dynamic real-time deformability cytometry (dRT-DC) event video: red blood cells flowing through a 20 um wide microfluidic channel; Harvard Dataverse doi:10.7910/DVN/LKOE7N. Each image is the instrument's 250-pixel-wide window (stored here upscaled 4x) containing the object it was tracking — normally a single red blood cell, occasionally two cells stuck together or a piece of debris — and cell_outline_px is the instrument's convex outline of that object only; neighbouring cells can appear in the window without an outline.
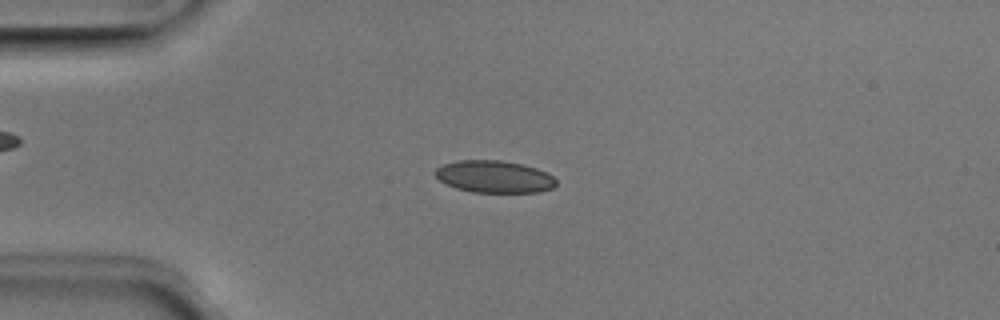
{"species": "Egyptian fruit bat (a non-hibernating species)", "species_latin": "Rousettus aegyptiacus", "temperature_condition": "room temperature", "stored_images_in_passage": 50, "camera_frame_rate_fps": 3000, "um_per_image_px": 0.085, "animal": {"sex": "male"}, "frame": {"image": 1, "passage_image": 12, "time_ms": 3.667, "image_size_px": [1000, 320], "cell_outline_px": [[556, 184], [552, 188], [540, 192], [472, 192], [456, 188], [440, 180], [432, 172], [436, 168], [444, 164], [456, 160], [500, 160], [520, 164], [536, 168], [552, 176], [556, 180]], "centroid_in_image_um": [41.98, 15.01], "position_along_channel_um": 43.0, "area_um2": 22.54}}
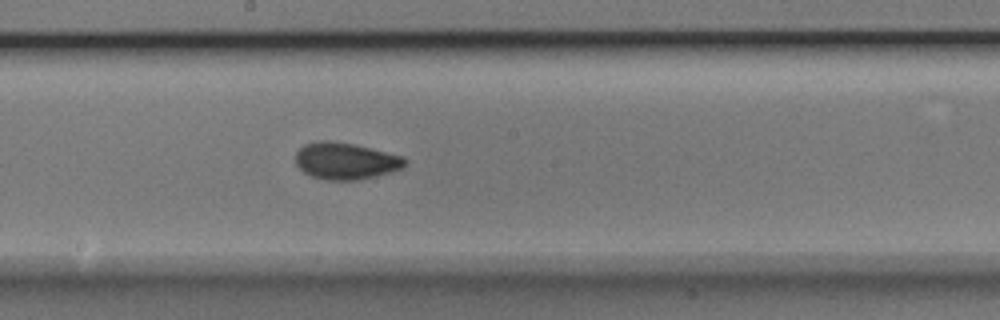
{"frame": {"image": 2, "passage_image": 27, "time_ms": 8.667, "image_size_px": [1000, 320], "cell_outline_px": [[408, 160], [404, 168], [376, 176], [356, 180], [328, 180], [312, 176], [304, 172], [296, 164], [296, 152], [304, 144], [316, 140], [328, 140], [352, 144], [404, 156]], "centroid_in_image_um": [29.39, 13.68], "position_along_channel_um": 218.8, "area_um2": 23.47}}
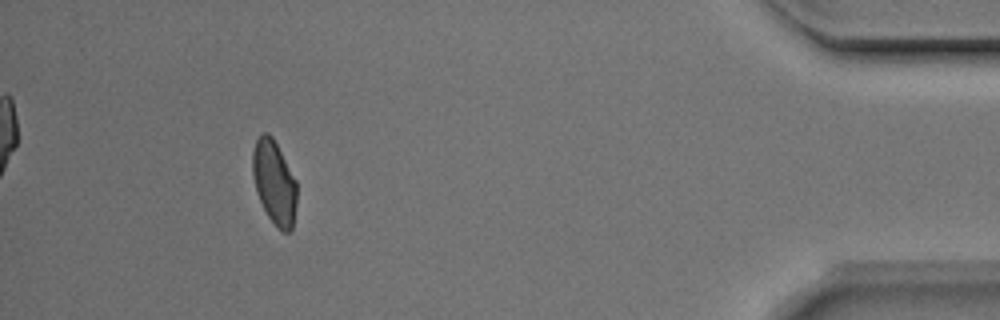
{"frame": {"image": 3, "passage_image": 46, "time_ms": 15.0, "image_size_px": [1000, 320], "cell_outline_px": [[296, 204], [292, 228], [288, 232], [284, 232], [276, 228], [268, 216], [256, 192], [252, 172], [252, 152], [256, 140], [260, 132], [268, 132], [272, 136], [296, 180]], "centroid_in_image_um": [23.29, 15.49], "position_along_channel_um": 411.9, "area_um2": 21.62}, "authors_computed_cell_mechanics": {"area_um2": 22.3686, "velocity_mm_per_s": 3.987, "shape_relaxation_time_tau1_ms": 8.4684, "shape_relaxation_time_tau2_ms": 1.2644, "deformation_change_tau1": 0.164, "deformation_change_tau2": 0.0473}}